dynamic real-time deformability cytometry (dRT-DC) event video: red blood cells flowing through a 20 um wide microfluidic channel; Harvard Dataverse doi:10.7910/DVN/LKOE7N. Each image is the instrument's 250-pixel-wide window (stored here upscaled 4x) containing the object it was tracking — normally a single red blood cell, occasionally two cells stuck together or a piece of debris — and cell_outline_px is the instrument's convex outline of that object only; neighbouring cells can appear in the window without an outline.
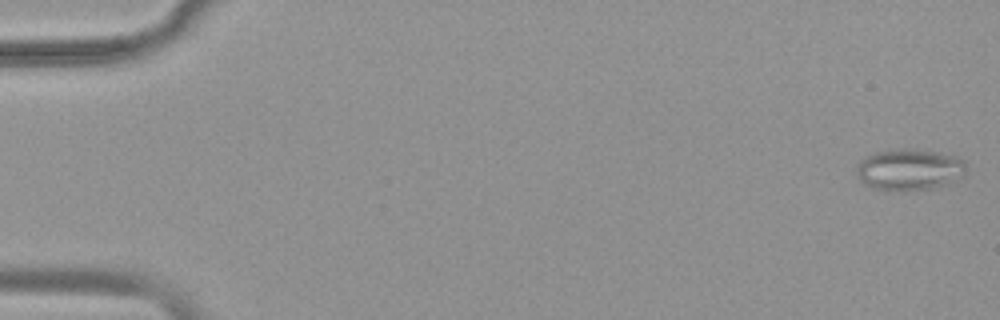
{"species": "common noctule bat (a hibernating species)", "species_latin": "Nyctalus noctula", "temperature_condition": "warm", "stored_images_in_passage": 53, "camera_frame_rate_fps": 3000, "um_per_image_px": 0.085, "animal": {"sex": "female", "body_mass_g": 19.9}, "frame": {"image": 1, "passage_image": 1, "time_ms": 0.0, "image_size_px": [1000, 320], "cell_outline_px": [[964, 176], [960, 180], [948, 184], [932, 188], [904, 192], [884, 192], [872, 188], [864, 184], [856, 176], [856, 168], [860, 160], [872, 152], [888, 148], [916, 148], [956, 156], [964, 160]], "centroid_in_image_um": [77.24, 14.43], "position_along_channel_um": 7.8, "area_um2": 27.63}}
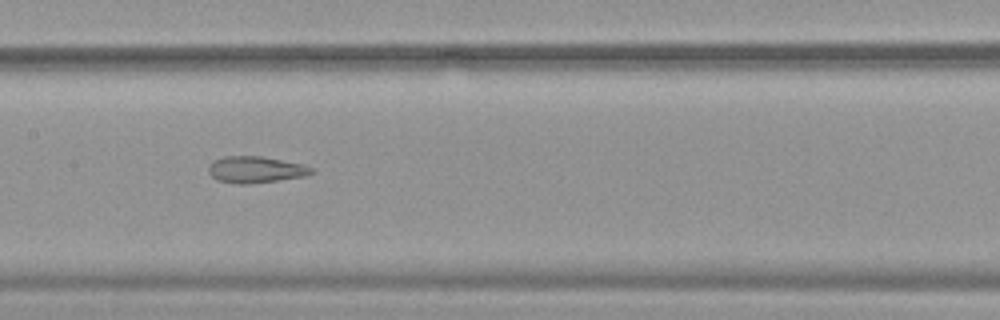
{"frame": {"image": 2, "passage_image": 27, "time_ms": 8.667, "image_size_px": [1000, 320], "cell_outline_px": [[316, 172], [308, 176], [248, 184], [236, 184], [216, 180], [208, 172], [208, 168], [212, 160], [224, 156], [260, 156], [304, 164], [312, 168]], "centroid_in_image_um": [21.73, 14.42], "position_along_channel_um": 185.7, "area_um2": 16.13}}
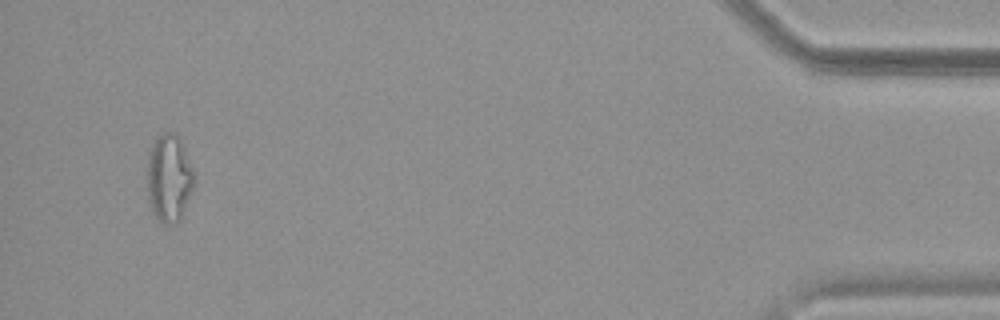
{"frame": {"image": 3, "passage_image": 51, "time_ms": 16.667, "image_size_px": [1000, 320], "cell_outline_px": [[196, 180], [192, 192], [180, 220], [176, 224], [164, 224], [152, 212], [148, 200], [148, 160], [152, 144], [164, 132], [176, 132], [196, 172]], "centroid_in_image_um": [14.42, 15.16], "position_along_channel_um": 420.8, "area_um2": 24.16}, "authors_computed_cell_mechanics": {"area_um2": 20.808, "velocity_mm_per_s": 3.8414, "shape_relaxation_time_tau1_ms": null, "shape_relaxation_time_tau2_ms": 2.0751, "deformation_change_tau1": null, "deformation_change_tau2": 0.118}}